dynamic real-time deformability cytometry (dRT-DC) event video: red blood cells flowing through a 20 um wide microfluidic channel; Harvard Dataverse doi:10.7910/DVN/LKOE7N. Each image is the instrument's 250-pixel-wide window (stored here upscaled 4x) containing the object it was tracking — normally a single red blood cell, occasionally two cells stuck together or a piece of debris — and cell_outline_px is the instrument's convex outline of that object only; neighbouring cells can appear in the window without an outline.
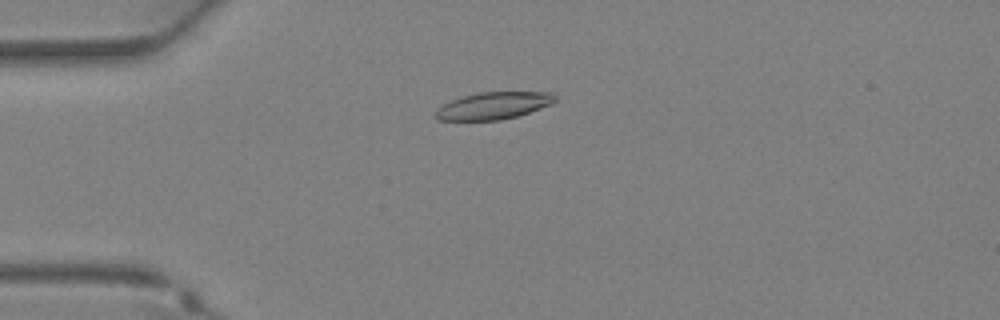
{"species": "Egyptian fruit bat (a non-hibernating species)", "species_latin": "Rousettus aegyptiacus", "temperature_condition": "warm", "stored_images_in_passage": 37, "camera_frame_rate_fps": 3000, "um_per_image_px": 0.085, "animal": {"sex": "female"}, "frame": {"image": 1, "passage_image": 10, "time_ms": 3.0, "image_size_px": [1000, 320], "cell_outline_px": [[556, 100], [552, 104], [516, 116], [500, 120], [436, 120], [432, 116], [436, 108], [452, 100], [464, 96], [480, 92], [552, 92], [556, 96]], "centroid_in_image_um": [41.91, 8.98], "position_along_channel_um": 43.1, "area_um2": 18.9}}
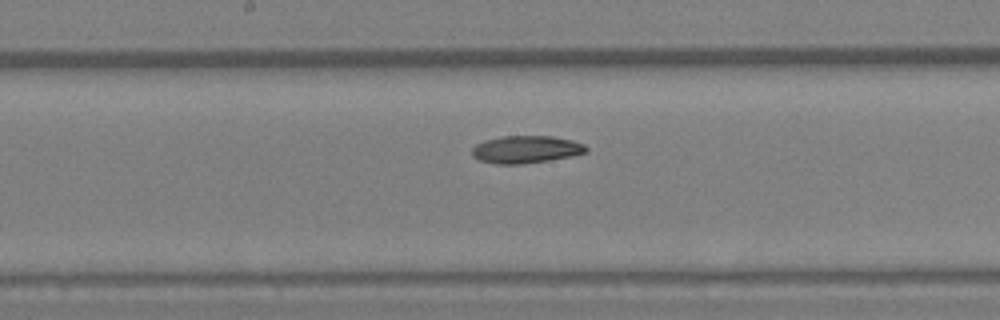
{"frame": {"image": 2, "passage_image": 20, "time_ms": 6.333, "image_size_px": [1000, 320], "cell_outline_px": [[588, 152], [572, 156], [548, 160], [520, 164], [496, 164], [480, 160], [472, 156], [472, 148], [476, 144], [484, 140], [504, 136], [552, 136], [572, 140], [584, 144], [588, 148]], "centroid_in_image_um": [44.72, 12.7], "position_along_channel_um": 203.5, "area_um2": 18.26}}
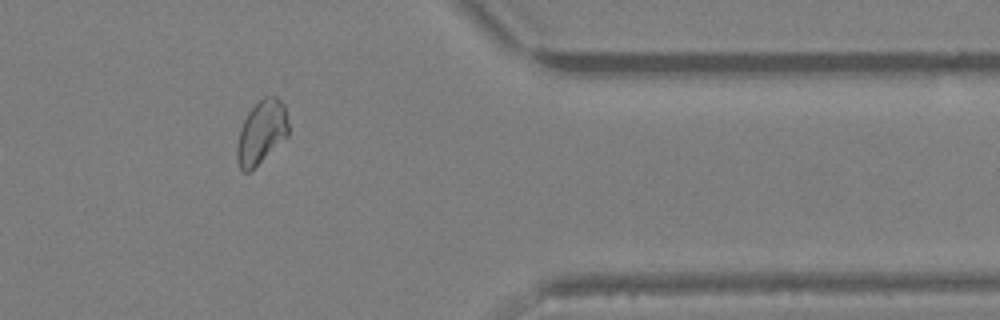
{"frame": {"image": 3, "passage_image": 31, "time_ms": 10.0, "image_size_px": [1000, 320], "cell_outline_px": [[288, 136], [248, 172], [244, 172], [240, 168], [236, 160], [236, 144], [240, 128], [248, 112], [264, 96], [276, 96], [284, 104], [288, 120]], "centroid_in_image_um": [22.21, 11.22], "position_along_channel_um": 389.2, "area_um2": 18.9}}